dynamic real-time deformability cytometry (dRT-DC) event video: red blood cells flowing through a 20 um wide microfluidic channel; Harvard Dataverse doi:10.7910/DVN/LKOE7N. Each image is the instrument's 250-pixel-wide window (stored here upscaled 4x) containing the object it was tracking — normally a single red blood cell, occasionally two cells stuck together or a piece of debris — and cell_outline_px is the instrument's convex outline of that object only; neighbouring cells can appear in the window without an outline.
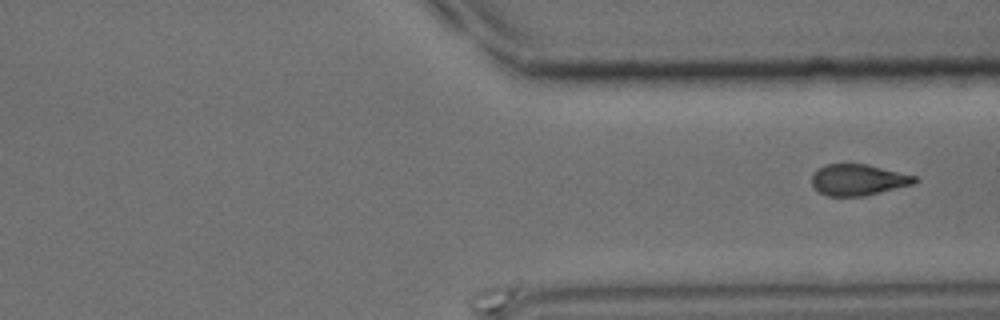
{"species": "common noctule bat (a hibernating species)", "species_latin": "Nyctalus noctula", "temperature_condition": "cold", "stored_images_in_passage": 17, "camera_frame_rate_fps": 3000, "um_per_image_px": 0.085, "animal": {"sex": "male", "body_mass_g": 15.6}, "frame": {"image": 1, "passage_image": 17, "time_ms": 5.333, "image_size_px": [1000, 320], "cell_outline_px": [[920, 180], [912, 184], [864, 196], [828, 196], [820, 192], [812, 184], [812, 176], [824, 164], [868, 164], [916, 176]], "centroid_in_image_um": [72.96, 15.28], "position_along_channel_um": 338.4, "area_um2": 18.5}}